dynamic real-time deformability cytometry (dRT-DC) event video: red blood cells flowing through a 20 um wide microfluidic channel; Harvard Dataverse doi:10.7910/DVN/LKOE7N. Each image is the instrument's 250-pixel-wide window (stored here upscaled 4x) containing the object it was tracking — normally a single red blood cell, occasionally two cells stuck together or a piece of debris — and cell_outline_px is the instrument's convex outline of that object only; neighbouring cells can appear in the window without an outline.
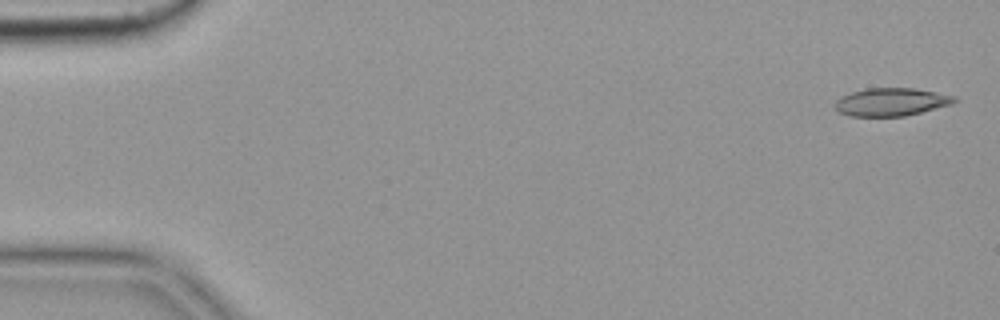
{"species": "common noctule bat (a hibernating species)", "species_latin": "Nyctalus noctula", "temperature_condition": "cold", "stored_images_in_passage": 11, "camera_frame_rate_fps": 3000, "um_per_image_px": 0.085, "animal": {"sex": "female", "body_mass_g": 19.9}, "frame": {"image": 1, "passage_image": 2, "time_ms": 0.333, "image_size_px": [1000, 320], "cell_outline_px": [[960, 100], [952, 104], [904, 116], [848, 116], [840, 112], [832, 104], [840, 96], [852, 92], [868, 88], [912, 88], [936, 92], [956, 96]], "centroid_in_image_um": [75.75, 8.66], "position_along_channel_um": 9.2, "area_um2": 19.48}}